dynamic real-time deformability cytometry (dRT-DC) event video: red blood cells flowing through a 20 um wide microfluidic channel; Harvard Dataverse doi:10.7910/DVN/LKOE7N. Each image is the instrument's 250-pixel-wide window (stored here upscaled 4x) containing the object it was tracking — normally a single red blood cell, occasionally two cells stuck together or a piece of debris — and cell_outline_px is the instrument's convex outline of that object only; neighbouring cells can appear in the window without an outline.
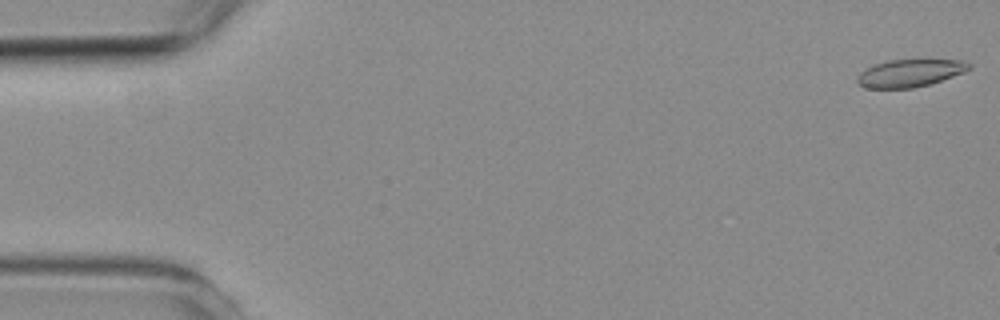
{"species": "common noctule bat (a hibernating species)", "species_latin": "Nyctalus noctula", "temperature_condition": "room temperature", "stored_images_in_passage": 3, "camera_frame_rate_fps": 3000, "um_per_image_px": 0.085, "animal": {"sex": "female", "body_mass_g": 19.3, "forearm_length_mm": 54.1}, "frame": {"image": 1, "passage_image": 1, "time_ms": 0.0, "image_size_px": [1000, 320], "cell_outline_px": [[972, 68], [964, 72], [928, 84], [912, 88], [864, 88], [856, 80], [856, 76], [860, 72], [876, 64], [888, 60], [964, 60], [972, 64]], "centroid_in_image_um": [77.34, 6.21], "position_along_channel_um": 7.7, "area_um2": 17.74}}